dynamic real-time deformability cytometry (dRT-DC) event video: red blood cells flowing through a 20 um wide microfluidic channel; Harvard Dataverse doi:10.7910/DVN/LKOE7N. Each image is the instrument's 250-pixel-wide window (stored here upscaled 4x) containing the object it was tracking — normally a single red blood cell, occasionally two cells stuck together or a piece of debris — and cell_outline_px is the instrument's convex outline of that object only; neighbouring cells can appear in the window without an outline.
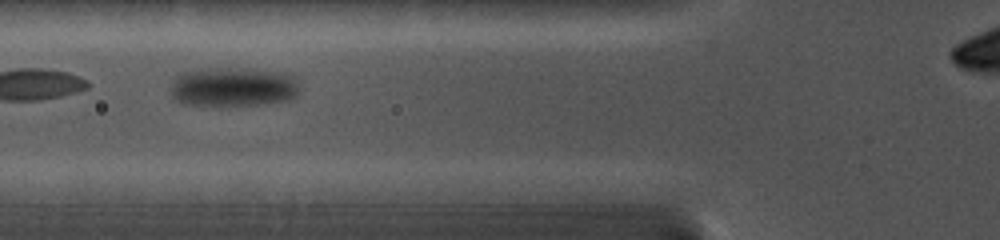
{"species": "common noctule bat (a hibernating species)", "species_latin": "Nyctalus noctula", "temperature_condition": "cold", "stored_images_in_passage": 15, "camera_frame_rate_fps": 5000, "um_per_image_px": 0.085, "animal": {"sex": "female", "body_mass_g": 19.0, "forearm_length_mm": 56.7}, "frame": {"image": 1, "passage_image": 5, "time_ms": 1.4, "image_size_px": [1000, 240], "cell_outline_px": [[300, 92], [296, 96], [288, 100], [260, 104], [184, 104], [176, 100], [172, 96], [172, 80], [180, 72], [212, 68], [240, 68], [280, 72], [292, 76], [296, 80]], "centroid_in_image_um": [19.82, 7.37], "position_along_channel_um": 106.0, "area_um2": 29.13}}